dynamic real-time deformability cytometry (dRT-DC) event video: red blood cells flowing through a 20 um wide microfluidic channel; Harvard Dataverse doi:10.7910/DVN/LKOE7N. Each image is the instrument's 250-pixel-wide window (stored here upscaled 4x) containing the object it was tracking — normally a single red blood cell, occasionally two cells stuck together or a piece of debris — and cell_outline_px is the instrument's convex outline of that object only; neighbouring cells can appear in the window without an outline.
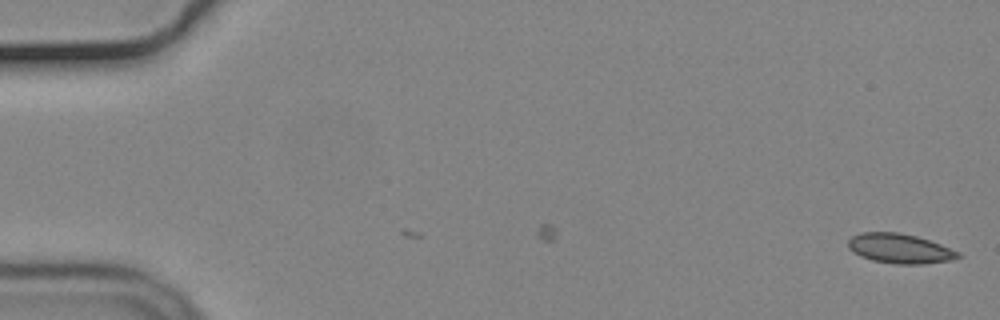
{"species": "common noctule bat (a hibernating species)", "species_latin": "Nyctalus noctula", "temperature_condition": "cold", "stored_images_in_passage": 2, "camera_frame_rate_fps": 3000, "um_per_image_px": 0.085, "animal": {"sex": "male", "body_mass_g": 19.2, "forearm_length_mm": 51.8}, "frame": {"image": 1, "passage_image": 2, "time_ms": 0.333, "image_size_px": [1000, 320], "cell_outline_px": [[964, 256], [952, 260], [920, 264], [896, 264], [872, 260], [860, 256], [848, 248], [848, 240], [852, 236], [860, 232], [900, 232], [916, 236], [940, 244], [960, 252]], "centroid_in_image_um": [76.49, 21.12], "position_along_channel_um": 8.5, "area_um2": 19.07}}